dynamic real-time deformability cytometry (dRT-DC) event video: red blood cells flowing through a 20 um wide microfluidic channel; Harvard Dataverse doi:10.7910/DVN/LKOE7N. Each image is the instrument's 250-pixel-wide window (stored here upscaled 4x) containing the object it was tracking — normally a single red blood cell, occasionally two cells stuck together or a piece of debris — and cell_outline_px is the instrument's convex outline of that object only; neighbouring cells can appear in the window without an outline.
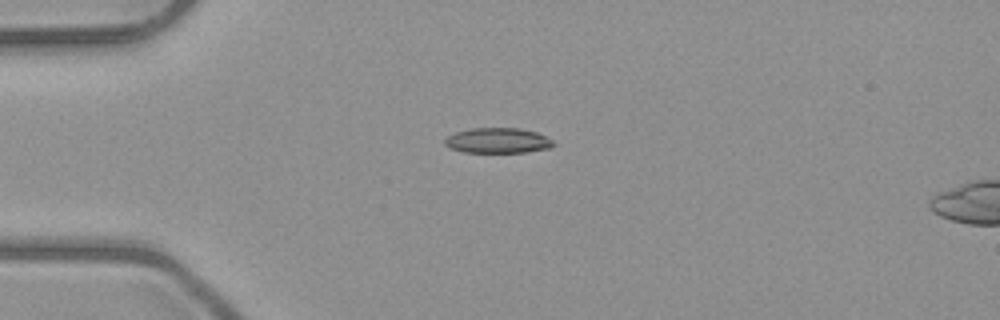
{"species": "common noctule bat (a hibernating species)", "species_latin": "Nyctalus noctula", "temperature_condition": "room temperature", "stored_images_in_passage": 6, "camera_frame_rate_fps": 3000, "um_per_image_px": 0.085, "animal": {"sex": "male", "body_mass_g": 23.1, "forearm_length_mm": 52.7}, "frame": {"image": 1, "passage_image": 3, "time_ms": 2.333, "image_size_px": [1000, 320], "cell_outline_px": [[556, 144], [552, 148], [524, 152], [464, 152], [448, 148], [444, 144], [444, 140], [448, 136], [456, 132], [472, 128], [520, 128], [536, 132], [552, 140]], "centroid_in_image_um": [42.31, 11.95], "position_along_channel_um": 42.7, "area_um2": 16.01}}
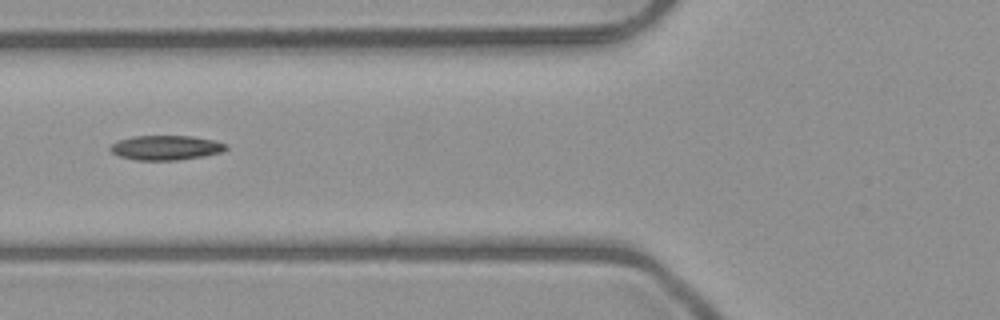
{"frame": {"image": 2, "passage_image": 5, "time_ms": 4.667, "image_size_px": [1000, 320], "cell_outline_px": [[228, 148], [220, 152], [204, 156], [176, 160], [136, 160], [120, 156], [112, 152], [108, 148], [112, 144], [120, 140], [132, 136], [192, 136], [212, 140], [228, 144]], "centroid_in_image_um": [14.1, 12.55], "position_along_channel_um": 111.7, "area_um2": 16.47}}
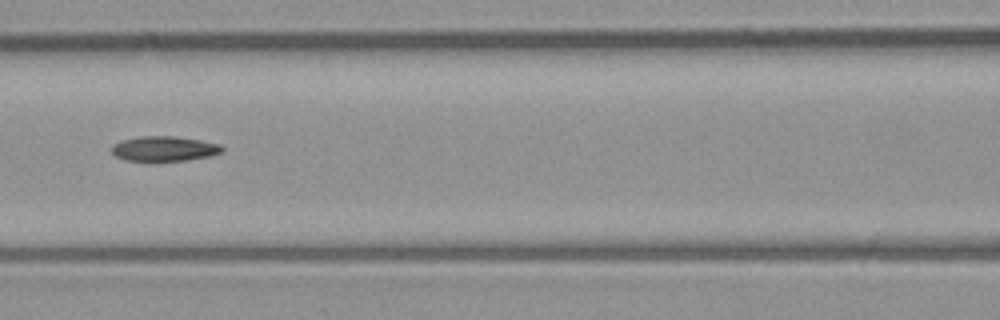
{"frame": {"image": 3, "passage_image": 6, "time_ms": 5.667, "image_size_px": [1000, 320], "cell_outline_px": [[224, 148], [220, 152], [208, 156], [188, 160], [148, 164], [124, 160], [116, 156], [112, 152], [112, 144], [120, 140], [140, 136], [176, 136], [200, 140], [220, 144]], "centroid_in_image_um": [13.88, 12.68], "position_along_channel_um": 152.7, "area_um2": 16.82}}